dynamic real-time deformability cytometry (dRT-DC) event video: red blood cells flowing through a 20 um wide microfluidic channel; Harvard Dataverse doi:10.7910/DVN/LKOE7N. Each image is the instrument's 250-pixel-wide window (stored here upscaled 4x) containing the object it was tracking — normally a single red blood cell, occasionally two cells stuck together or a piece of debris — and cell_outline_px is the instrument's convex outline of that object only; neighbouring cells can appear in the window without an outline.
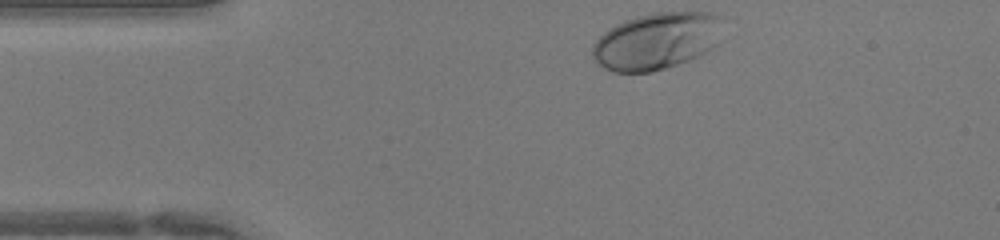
{"species": "human", "species_latin": "Homo sapiens", "temperature_condition": "warm", "stored_images_in_passage": 29, "camera_frame_rate_fps": 3000, "um_per_image_px": 0.085, "donor": {"sex": "female"}, "frame": {"image": 1, "passage_image": 1, "time_ms": 0.0, "image_size_px": [1000, 240], "cell_outline_px": [[724, 16], [720, 40], [712, 48], [692, 60], [652, 72], [612, 72], [596, 64], [592, 60], [592, 44], [608, 28], [624, 20], [636, 16], [652, 12], [712, 12]], "centroid_in_image_um": [55.83, 3.48], "position_along_channel_um": 29.2, "area_um2": 44.16}}
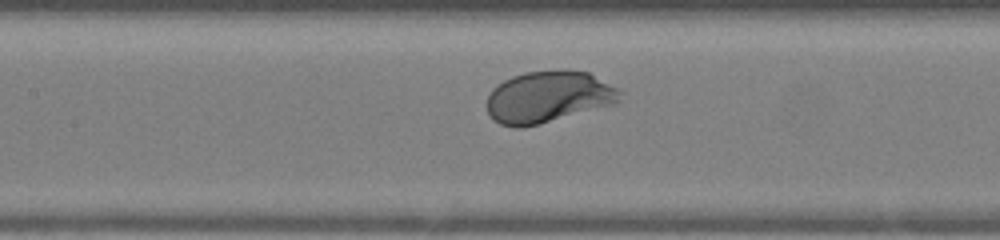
{"frame": {"image": 2, "passage_image": 13, "time_ms": 4.0, "image_size_px": [1000, 240], "cell_outline_px": [[624, 92], [620, 100], [616, 104], [540, 124], [520, 128], [512, 128], [500, 124], [492, 120], [484, 104], [488, 92], [492, 88], [504, 80], [512, 76], [524, 72], [560, 68], [568, 68], [588, 72], [620, 88]], "centroid_in_image_um": [46.61, 8.22], "position_along_channel_um": 160.8, "area_um2": 41.38}}
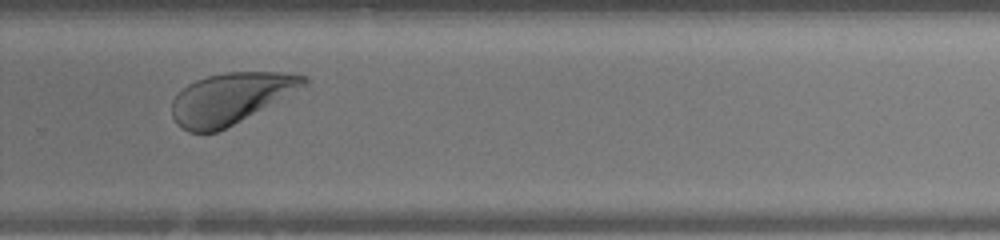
{"frame": {"image": 3, "passage_image": 23, "time_ms": 7.333, "image_size_px": [1000, 240], "cell_outline_px": [[308, 84], [240, 120], [216, 132], [188, 132], [180, 128], [176, 124], [172, 116], [172, 100], [188, 84], [196, 80], [208, 76], [224, 72], [280, 72], [308, 76]], "centroid_in_image_um": [19.56, 8.35], "position_along_channel_um": 310.2, "area_um2": 38.49}}